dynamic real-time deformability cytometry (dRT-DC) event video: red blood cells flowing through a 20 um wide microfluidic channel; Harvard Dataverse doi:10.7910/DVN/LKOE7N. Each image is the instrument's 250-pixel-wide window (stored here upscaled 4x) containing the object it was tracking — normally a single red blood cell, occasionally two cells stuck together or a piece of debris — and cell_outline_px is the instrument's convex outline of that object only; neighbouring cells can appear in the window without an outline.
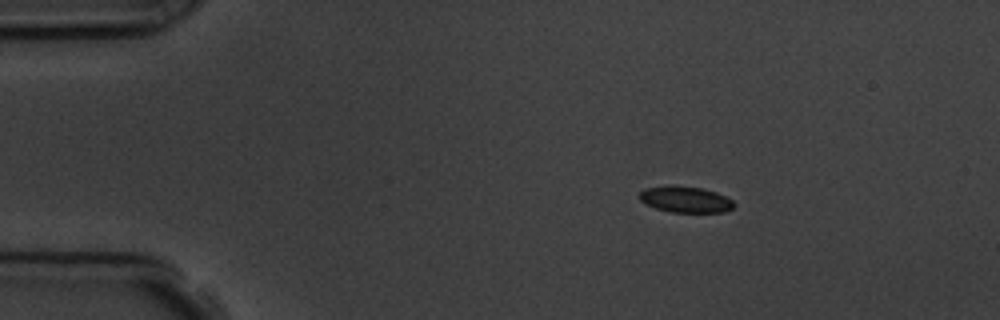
{"species": "common noctule bat (a hibernating species)", "species_latin": "Nyctalus noctula", "temperature_condition": "room temperature", "stored_images_in_passage": 3, "camera_frame_rate_fps": 3000, "um_per_image_px": 0.085, "animal": {"sex": "male", "body_mass_g": 19.5, "forearm_length_mm": 54.6}, "frame": {"image": 1, "passage_image": 1, "time_ms": 0.0, "image_size_px": [1000, 320], "cell_outline_px": [[736, 204], [732, 208], [724, 212], [672, 212], [656, 208], [640, 200], [640, 192], [644, 188], [668, 184], [700, 188], [716, 192], [732, 200]], "centroid_in_image_um": [58.25, 16.94], "position_along_channel_um": 26.7, "area_um2": 14.39}}